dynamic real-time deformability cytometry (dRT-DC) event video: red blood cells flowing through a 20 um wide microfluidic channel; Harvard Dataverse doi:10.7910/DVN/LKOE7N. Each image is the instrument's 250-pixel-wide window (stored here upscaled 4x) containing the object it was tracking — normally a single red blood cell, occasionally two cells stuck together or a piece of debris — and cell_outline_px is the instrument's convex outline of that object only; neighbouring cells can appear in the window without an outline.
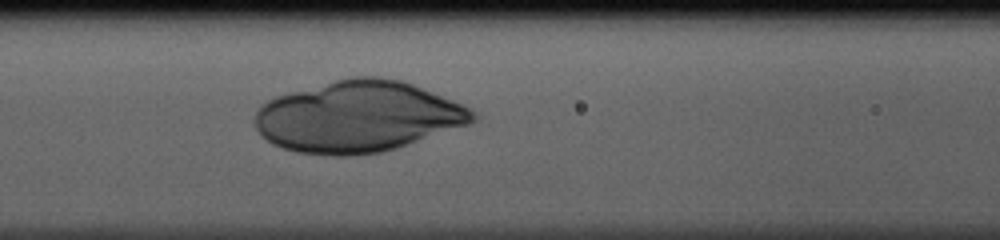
{"species": "human", "species_latin": "Homo sapiens", "temperature_condition": "cold", "stored_images_in_passage": 30, "camera_frame_rate_fps": 3000, "um_per_image_px": 0.085, "donor": {"sex": "male"}, "frame": {"image": 1, "passage_image": 8, "time_ms": 2.333, "image_size_px": [1000, 240], "cell_outline_px": [[476, 116], [468, 124], [396, 148], [380, 152], [352, 156], [332, 156], [296, 152], [272, 144], [260, 136], [256, 128], [256, 112], [260, 104], [276, 96], [336, 80], [352, 76], [376, 76], [400, 80], [412, 84], [460, 104], [468, 108]], "centroid_in_image_um": [30.35, 9.93], "position_along_channel_um": 136.2, "area_um2": 89.53}}
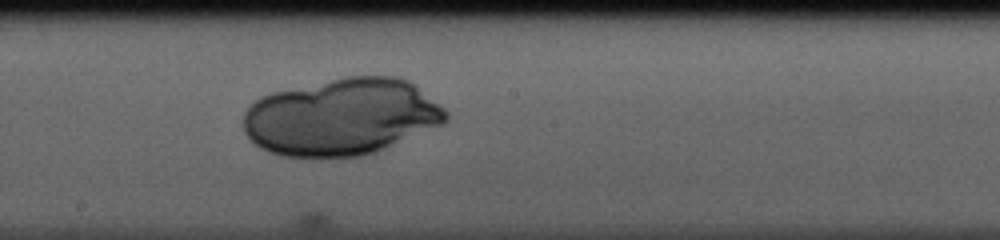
{"frame": {"image": 2, "passage_image": 14, "time_ms": 4.333, "image_size_px": [1000, 240], "cell_outline_px": [[448, 120], [440, 124], [376, 152], [360, 156], [280, 156], [268, 152], [260, 148], [244, 132], [244, 112], [260, 96], [272, 92], [348, 76], [396, 76], [408, 80], [444, 108], [448, 112]], "centroid_in_image_um": [29.01, 9.93], "position_along_channel_um": 219.2, "area_um2": 89.99}}
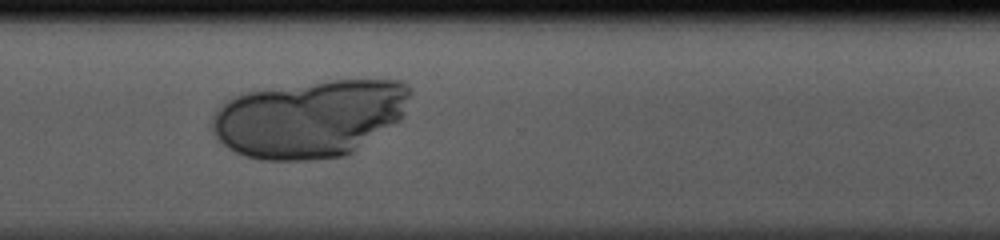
{"frame": {"image": 3, "passage_image": 23, "time_ms": 7.333, "image_size_px": [1000, 240], "cell_outline_px": [[412, 92], [404, 112], [400, 120], [352, 152], [344, 156], [308, 160], [260, 160], [236, 152], [228, 148], [216, 136], [212, 128], [212, 120], [216, 112], [224, 104], [236, 96], [248, 92], [332, 80], [404, 80], [412, 88]], "centroid_in_image_um": [26.39, 10.08], "position_along_channel_um": 344.2, "area_um2": 88.67}}